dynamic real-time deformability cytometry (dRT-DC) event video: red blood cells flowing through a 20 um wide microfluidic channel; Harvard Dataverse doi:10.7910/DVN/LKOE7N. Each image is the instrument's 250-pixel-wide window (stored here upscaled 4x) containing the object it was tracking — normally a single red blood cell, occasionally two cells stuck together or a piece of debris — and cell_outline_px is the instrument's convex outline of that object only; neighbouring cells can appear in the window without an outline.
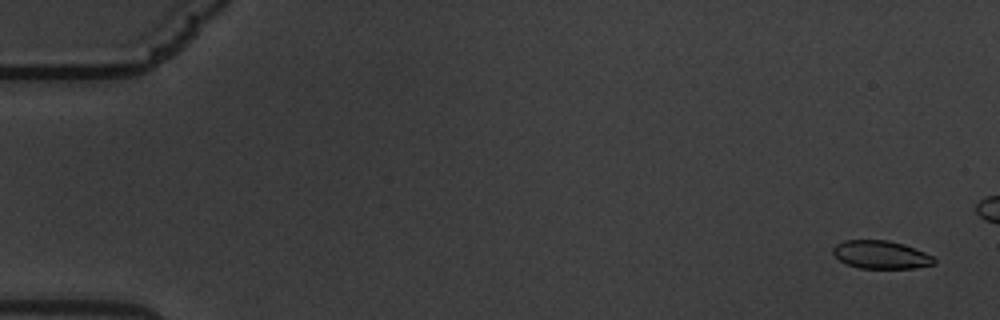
{"species": "common noctule bat (a hibernating species)", "species_latin": "Nyctalus noctula", "temperature_condition": "warm", "stored_images_in_passage": 54, "camera_frame_rate_fps": 3000, "um_per_image_px": 0.085, "animal": {"sex": "male", "body_mass_g": 19.5, "forearm_length_mm": 54.6}, "frame": {"image": 1, "passage_image": 3, "time_ms": 0.667, "image_size_px": [1000, 320], "cell_outline_px": [[936, 264], [916, 268], [860, 268], [848, 264], [840, 260], [832, 252], [832, 248], [836, 244], [844, 240], [888, 240], [904, 244], [924, 252], [932, 256], [936, 260]], "centroid_in_image_um": [74.89, 21.64], "position_along_channel_um": 10.1, "area_um2": 16.53}}
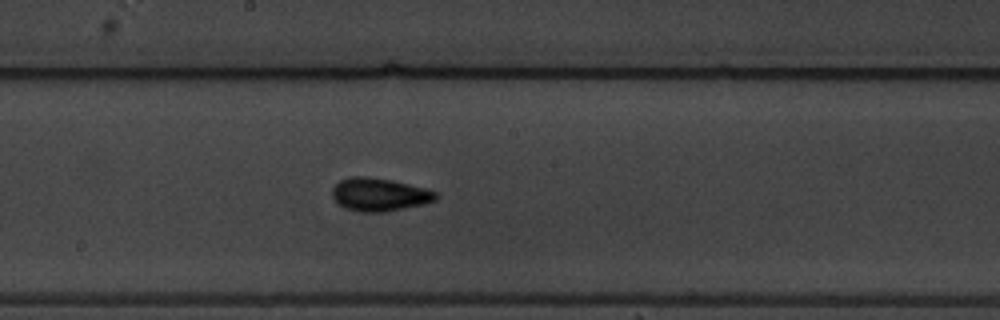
{"frame": {"image": 2, "passage_image": 34, "time_ms": 11.0, "image_size_px": [1000, 320], "cell_outline_px": [[440, 196], [436, 200], [424, 204], [384, 212], [360, 212], [344, 208], [332, 196], [332, 188], [340, 180], [352, 176], [364, 176], [392, 180], [424, 188], [436, 192]], "centroid_in_image_um": [32.25, 16.54], "position_along_channel_um": 215.9, "area_um2": 19.94}}
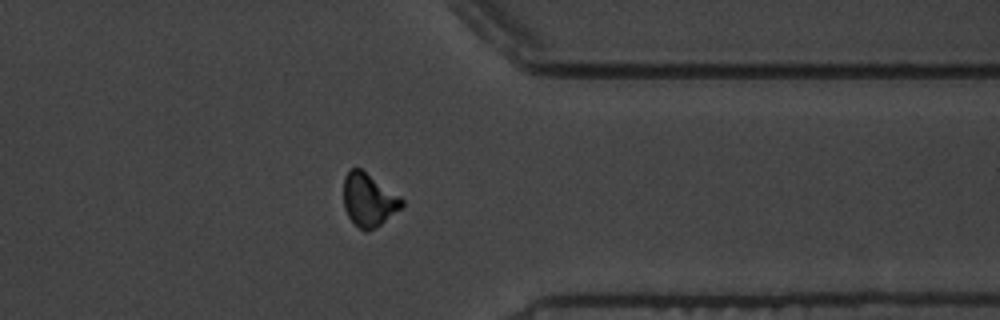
{"frame": {"image": 3, "passage_image": 49, "time_ms": 16.0, "image_size_px": [1000, 320], "cell_outline_px": [[404, 204], [400, 208], [380, 224], [368, 232], [364, 232], [348, 216], [344, 208], [344, 176], [352, 168], [360, 168], [400, 196], [404, 200]], "centroid_in_image_um": [31.33, 16.99], "position_along_channel_um": 380.1, "area_um2": 17.69}}